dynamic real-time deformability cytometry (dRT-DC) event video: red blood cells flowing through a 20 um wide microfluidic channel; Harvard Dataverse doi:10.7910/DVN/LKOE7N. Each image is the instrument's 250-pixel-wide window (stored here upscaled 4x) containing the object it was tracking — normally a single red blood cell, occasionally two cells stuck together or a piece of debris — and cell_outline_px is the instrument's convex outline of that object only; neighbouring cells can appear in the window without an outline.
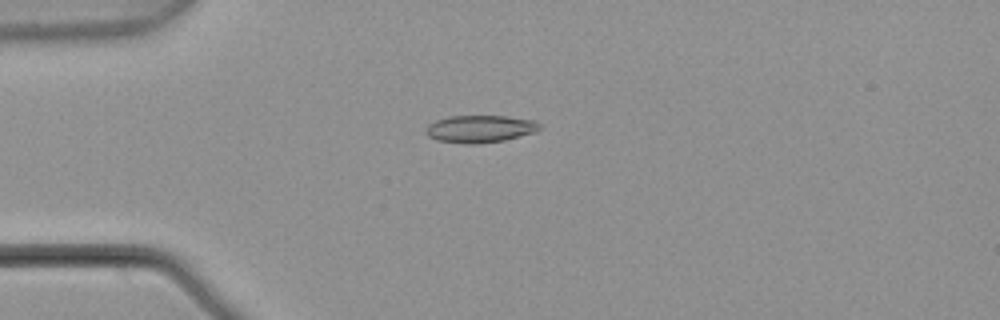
{"species": "common noctule bat (a hibernating species)", "species_latin": "Nyctalus noctula", "temperature_condition": "warm", "stored_images_in_passage": 6, "camera_frame_rate_fps": 3000, "um_per_image_px": 0.085, "animal": {"sex": "male", "body_mass_g": 21.5, "forearm_length_mm": 52.0}, "frame": {"image": 1, "passage_image": 4, "time_ms": 1.0, "image_size_px": [1000, 320], "cell_outline_px": [[540, 128], [536, 132], [504, 140], [476, 144], [464, 144], [436, 140], [428, 136], [424, 132], [424, 128], [428, 124], [436, 120], [448, 116], [504, 116], [536, 120], [540, 124]], "centroid_in_image_um": [40.77, 10.95], "position_along_channel_um": 44.2, "area_um2": 18.32}}
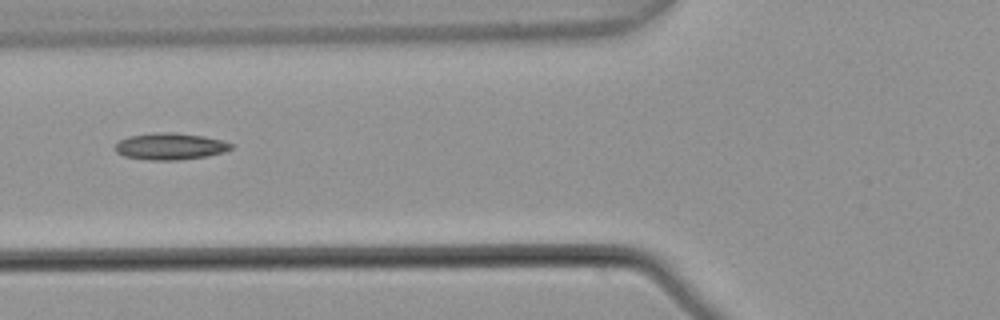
{"frame": {"image": 2, "passage_image": 6, "time_ms": 1.667, "image_size_px": [1000, 320], "cell_outline_px": [[232, 148], [224, 152], [208, 156], [176, 160], [152, 160], [124, 156], [116, 152], [116, 144], [120, 140], [128, 136], [156, 132], [176, 132], [204, 136], [220, 140], [232, 144]], "centroid_in_image_um": [14.46, 12.43], "position_along_channel_um": 111.3, "area_um2": 17.98}}